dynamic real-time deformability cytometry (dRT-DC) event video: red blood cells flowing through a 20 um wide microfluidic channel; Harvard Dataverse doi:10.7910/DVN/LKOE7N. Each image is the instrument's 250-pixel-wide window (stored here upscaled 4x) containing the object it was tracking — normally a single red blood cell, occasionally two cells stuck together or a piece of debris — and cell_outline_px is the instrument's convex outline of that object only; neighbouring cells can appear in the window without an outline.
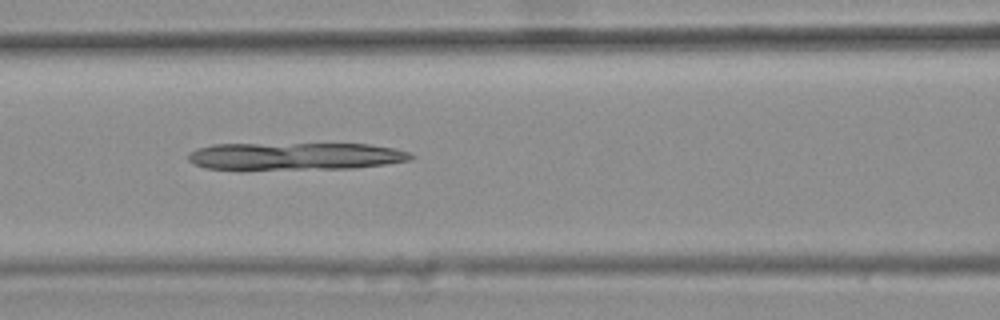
{"species": "common noctule bat (a hibernating species)", "species_latin": "Nyctalus noctula", "temperature_condition": "warm", "stored_images_in_passage": 42, "camera_frame_rate_fps": 3000, "um_per_image_px": 0.085, "animal": {"sex": "female", "body_mass_g": 25.1}, "frame": {"image": 1, "passage_image": 22, "time_ms": 7.0, "image_size_px": [1000, 320], "cell_outline_px": [[416, 156], [412, 160], [384, 164], [352, 168], [204, 168], [188, 160], [188, 156], [196, 148], [212, 144], [368, 144], [396, 148], [408, 152]], "centroid_in_image_um": [25.16, 13.25], "position_along_channel_um": 141.4, "area_um2": 34.91}}
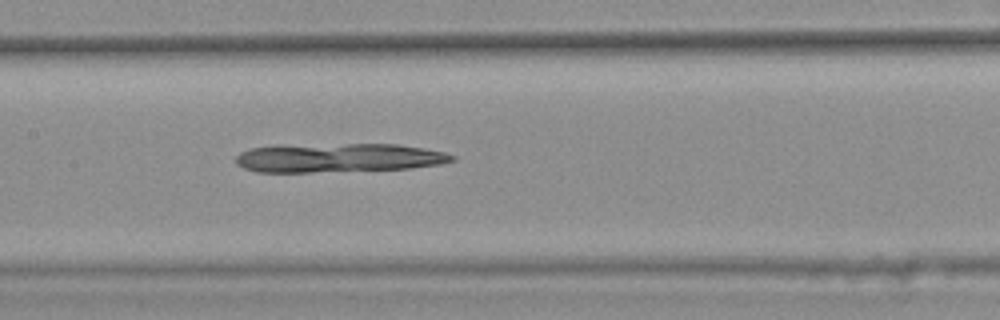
{"frame": {"image": 2, "passage_image": 25, "time_ms": 8.0, "image_size_px": [1000, 320], "cell_outline_px": [[456, 160], [440, 164], [408, 168], [312, 172], [256, 172], [244, 168], [236, 164], [236, 156], [240, 152], [248, 148], [280, 144], [396, 144], [424, 148], [444, 152], [456, 156]], "centroid_in_image_um": [28.71, 13.4], "position_along_channel_um": 178.7, "area_um2": 36.82}}
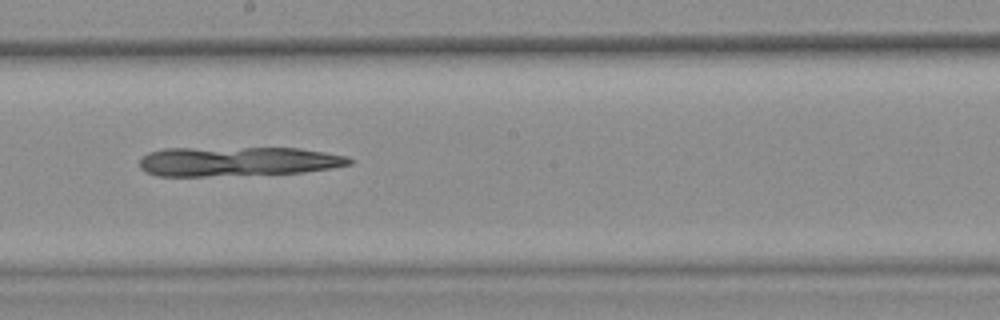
{"frame": {"image": 3, "passage_image": 29, "time_ms": 9.333, "image_size_px": [1000, 320], "cell_outline_px": [[356, 160], [352, 164], [332, 168], [304, 172], [204, 176], [156, 176], [144, 172], [140, 168], [140, 156], [148, 152], [164, 148], [300, 148], [324, 152], [344, 156]], "centroid_in_image_um": [20.16, 13.72], "position_along_channel_um": 228.0, "area_um2": 36.18}}